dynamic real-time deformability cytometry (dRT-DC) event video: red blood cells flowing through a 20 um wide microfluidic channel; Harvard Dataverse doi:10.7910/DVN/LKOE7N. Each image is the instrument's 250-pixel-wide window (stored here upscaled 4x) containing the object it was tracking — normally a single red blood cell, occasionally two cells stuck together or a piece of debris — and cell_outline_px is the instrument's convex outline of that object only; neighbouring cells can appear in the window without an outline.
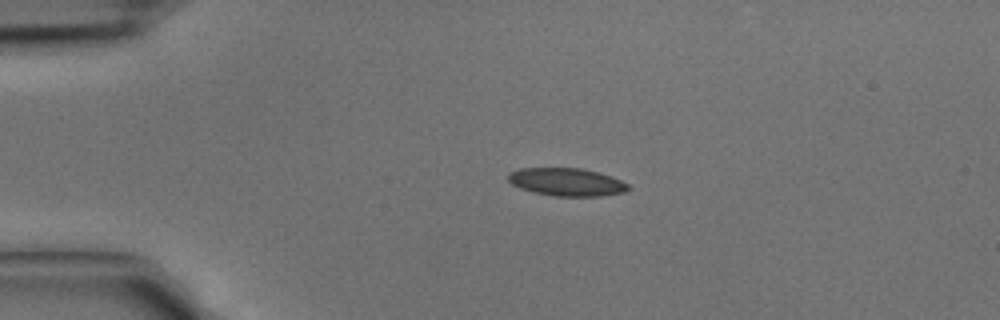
{"species": "common noctule bat (a hibernating species)", "species_latin": "Nyctalus noctula", "temperature_condition": "cold", "stored_images_in_passage": 34, "camera_frame_rate_fps": 3000, "um_per_image_px": 0.085, "animal": {"sex": "male", "body_mass_g": 15.6}, "frame": {"image": 1, "passage_image": 1, "time_ms": 0.0, "image_size_px": [1000, 320], "cell_outline_px": [[632, 188], [624, 192], [600, 196], [552, 196], [532, 192], [520, 188], [512, 184], [508, 180], [508, 172], [520, 168], [580, 168], [596, 172], [620, 180], [628, 184]], "centroid_in_image_um": [48.13, 15.48], "position_along_channel_um": 36.9, "area_um2": 19.48}}
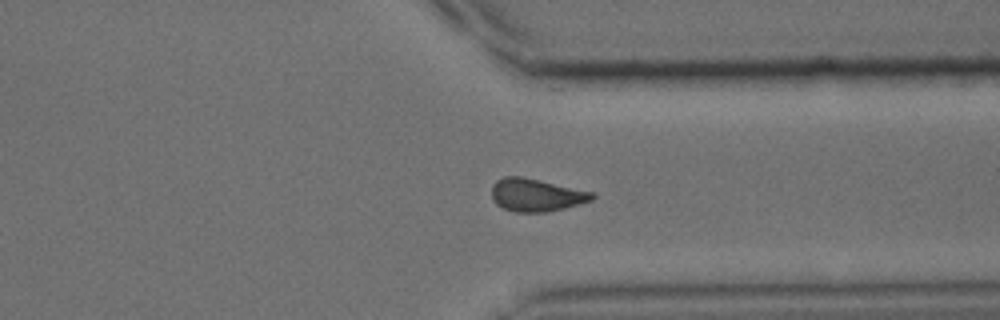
{"frame": {"image": 2, "passage_image": 24, "time_ms": 7.667, "image_size_px": [1000, 320], "cell_outline_px": [[596, 196], [592, 200], [564, 208], [544, 212], [516, 212], [504, 208], [496, 204], [492, 200], [492, 184], [496, 180], [504, 176], [524, 176], [596, 192]], "centroid_in_image_um": [45.59, 16.55], "position_along_channel_um": 365.8, "area_um2": 19.48}}
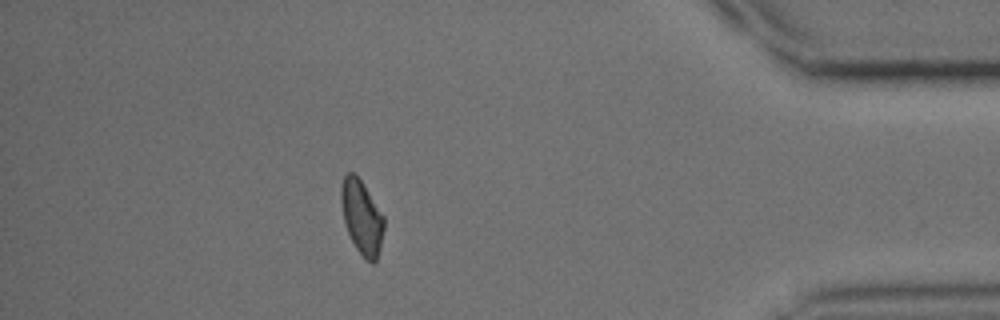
{"frame": {"image": 3, "passage_image": 29, "time_ms": 9.333, "image_size_px": [1000, 320], "cell_outline_px": [[384, 228], [380, 248], [376, 260], [372, 264], [356, 248], [344, 224], [340, 200], [340, 184], [344, 176], [348, 172], [356, 172], [384, 216]], "centroid_in_image_um": [30.73, 18.39], "position_along_channel_um": 404.5, "area_um2": 18.55}}